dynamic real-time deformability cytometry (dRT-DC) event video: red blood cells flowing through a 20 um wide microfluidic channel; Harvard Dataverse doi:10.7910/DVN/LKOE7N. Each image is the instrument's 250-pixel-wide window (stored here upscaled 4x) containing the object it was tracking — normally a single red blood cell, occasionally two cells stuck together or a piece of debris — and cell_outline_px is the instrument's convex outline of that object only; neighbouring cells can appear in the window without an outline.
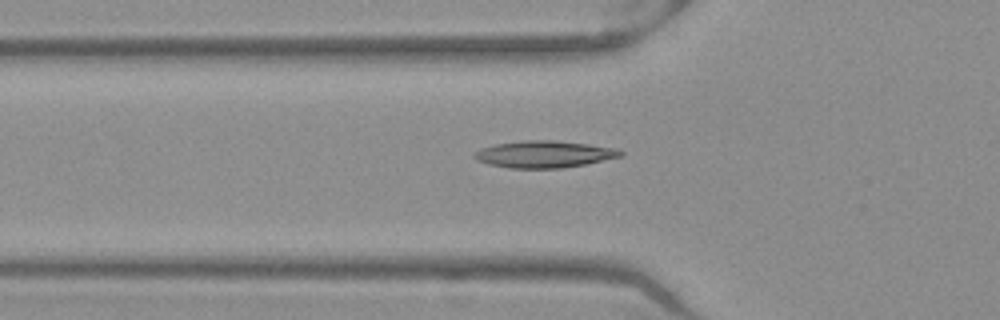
{"species": "Egyptian fruit bat (a non-hibernating species)", "species_latin": "Rousettus aegyptiacus", "temperature_condition": "warm", "stored_images_in_passage": 51, "camera_frame_rate_fps": 3000, "um_per_image_px": 0.085, "frame": {"image": 1, "passage_image": 18, "time_ms": 5.667, "image_size_px": [1000, 320], "cell_outline_px": [[624, 156], [584, 164], [560, 168], [508, 168], [488, 164], [476, 160], [472, 156], [472, 152], [480, 148], [496, 144], [524, 140], [552, 140], [588, 144], [620, 148], [624, 152]], "centroid_in_image_um": [46.25, 13.1], "position_along_channel_um": 79.6, "area_um2": 23.12}}
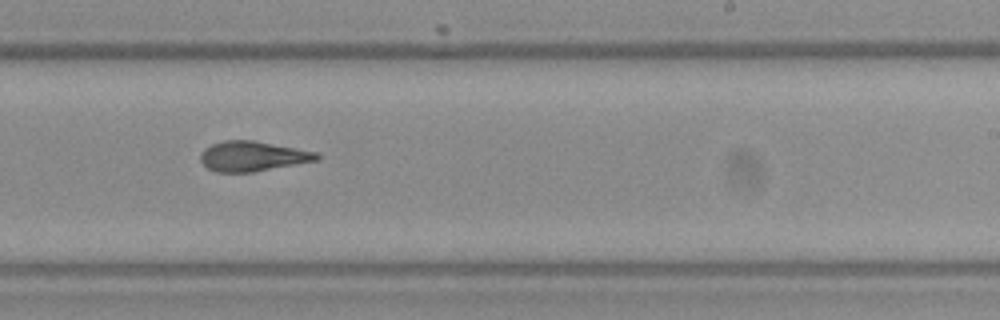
{"frame": {"image": 2, "passage_image": 32, "time_ms": 10.333, "image_size_px": [1000, 320], "cell_outline_px": [[320, 160], [252, 172], [216, 172], [208, 168], [200, 160], [200, 152], [204, 148], [212, 144], [224, 140], [252, 140], [296, 148], [316, 152], [320, 156]], "centroid_in_image_um": [21.46, 13.28], "position_along_channel_um": 267.5, "area_um2": 20.29}}
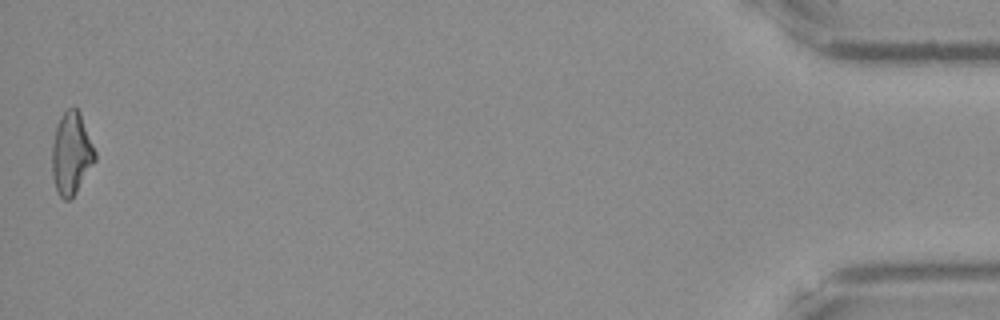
{"frame": {"image": 3, "passage_image": 51, "time_ms": 16.667, "image_size_px": [1000, 320], "cell_outline_px": [[96, 160], [76, 192], [68, 200], [64, 200], [60, 196], [56, 188], [52, 176], [52, 144], [56, 128], [60, 116], [68, 108], [76, 108], [80, 112], [96, 152]], "centroid_in_image_um": [6.07, 13.04], "position_along_channel_um": 429.1, "area_um2": 20.46}, "authors_computed_cell_mechanics": {"area_um2": 20.6346, "velocity_mm_per_s": 4.0066, "shape_relaxation_time_tau1_ms": null, "shape_relaxation_time_tau2_ms": 2.6893, "deformation_change_tau1": null, "deformation_change_tau2": 0.104}}